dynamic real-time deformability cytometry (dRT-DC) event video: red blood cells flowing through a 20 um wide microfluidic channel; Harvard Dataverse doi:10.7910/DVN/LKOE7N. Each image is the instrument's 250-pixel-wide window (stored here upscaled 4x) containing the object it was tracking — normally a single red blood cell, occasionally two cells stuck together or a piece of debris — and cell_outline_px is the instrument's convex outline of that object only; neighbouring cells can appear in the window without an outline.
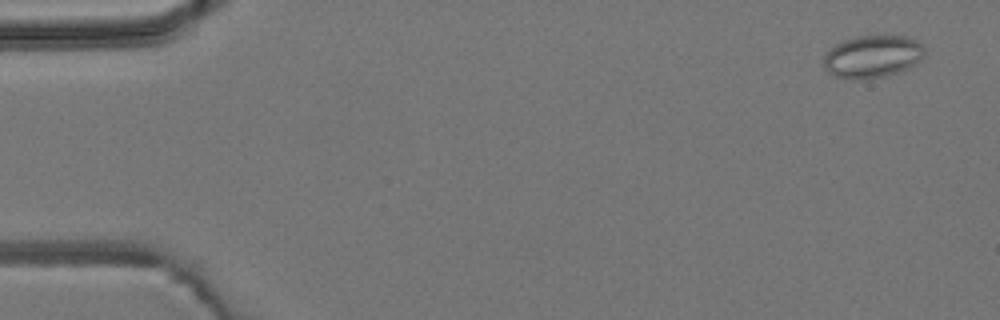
{"species": "common noctule bat (a hibernating species)", "species_latin": "Nyctalus noctula", "temperature_condition": "room temperature", "stored_images_in_passage": 4, "camera_frame_rate_fps": 3000, "um_per_image_px": 0.085, "animal": {"sex": "male", "body_mass_g": 19.2, "forearm_length_mm": 51.8}, "frame": {"image": 1, "passage_image": 1, "time_ms": 0.0, "image_size_px": [1000, 320], "cell_outline_px": [[924, 56], [920, 60], [908, 68], [884, 76], [836, 76], [828, 72], [824, 68], [824, 56], [836, 44], [844, 40], [860, 36], [908, 36], [916, 40], [924, 48]], "centroid_in_image_um": [74.2, 4.75], "position_along_channel_um": 10.8, "area_um2": 23.99}}